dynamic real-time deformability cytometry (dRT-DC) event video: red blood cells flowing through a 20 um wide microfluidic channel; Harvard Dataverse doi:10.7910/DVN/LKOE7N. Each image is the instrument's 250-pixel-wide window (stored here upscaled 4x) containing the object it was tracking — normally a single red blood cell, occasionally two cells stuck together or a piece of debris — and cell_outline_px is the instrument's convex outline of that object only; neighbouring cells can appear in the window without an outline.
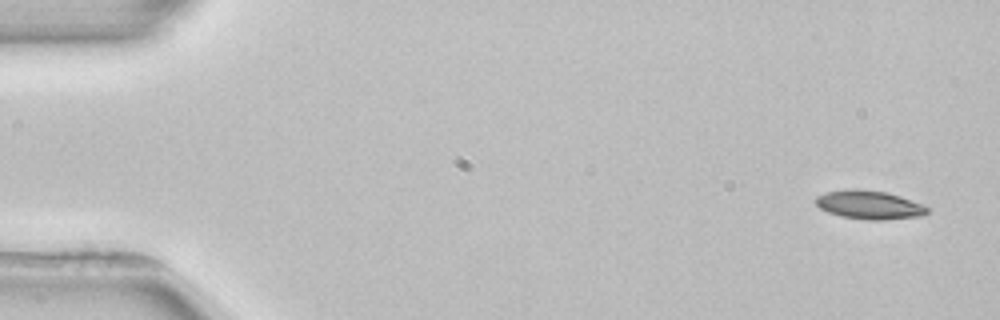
{"species": "common noctule bat (a hibernating species)", "species_latin": "Nyctalus noctula", "temperature_condition": "room temperature", "stored_images_in_passage": 5, "segment_of_instrument_passage": [1, 2], "camera_frame_rate_fps": 3000, "um_per_image_px": 0.085, "animal": {"sex": "female", "body_mass_g": 22.7, "forearm_length_mm": 54.2}, "frame": {"image": 1, "passage_image": 1, "time_ms": 0.0, "image_size_px": [1000, 320], "cell_outline_px": [[932, 208], [928, 212], [920, 216], [884, 220], [868, 220], [840, 216], [828, 212], [820, 208], [816, 204], [816, 196], [824, 192], [848, 188], [856, 188], [884, 192], [900, 196], [924, 204]], "centroid_in_image_um": [73.9, 17.4], "position_along_channel_um": 11.1, "area_um2": 18.84}}
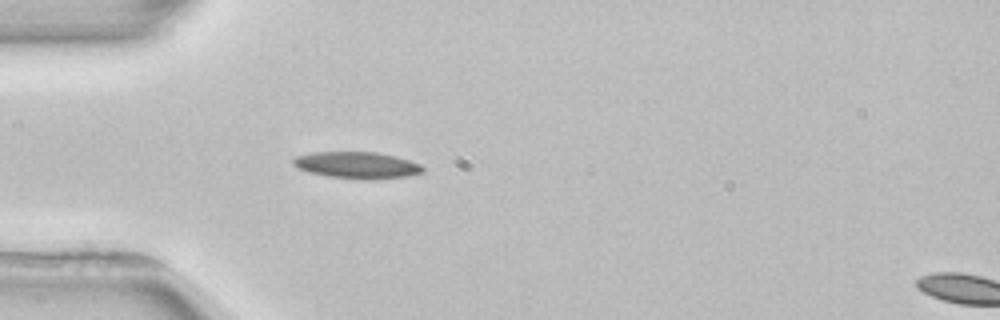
{"frame": {"image": 2, "passage_image": 4, "time_ms": 4.333, "image_size_px": [1000, 320], "cell_outline_px": [[424, 172], [408, 176], [372, 180], [360, 180], [328, 176], [308, 172], [296, 168], [292, 164], [292, 160], [296, 156], [312, 152], [376, 152], [396, 156], [420, 164], [424, 168]], "centroid_in_image_um": [30.33, 14.05], "position_along_channel_um": 54.7, "area_um2": 20.4}}